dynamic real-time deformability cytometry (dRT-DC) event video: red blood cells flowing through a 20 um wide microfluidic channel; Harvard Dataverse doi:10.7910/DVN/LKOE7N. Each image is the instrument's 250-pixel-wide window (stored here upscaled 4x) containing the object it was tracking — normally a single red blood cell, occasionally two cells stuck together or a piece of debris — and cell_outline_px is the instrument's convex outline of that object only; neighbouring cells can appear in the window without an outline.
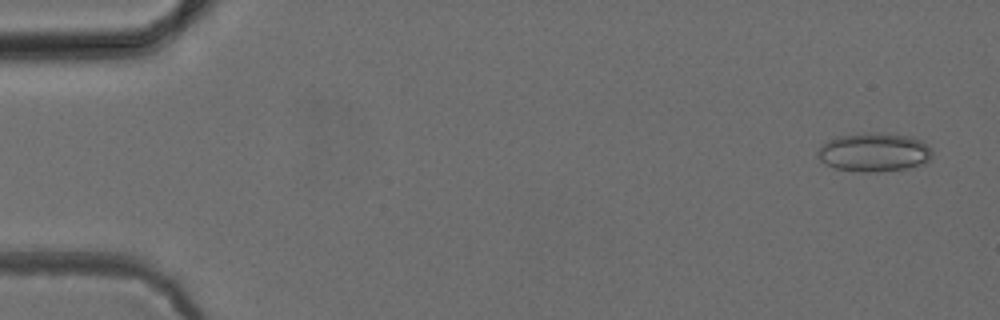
{"species": "common noctule bat (a hibernating species)", "species_latin": "Nyctalus noctula", "temperature_condition": "cold", "stored_images_in_passage": 6, "camera_frame_rate_fps": 3000, "um_per_image_px": 0.085, "animal": {"sex": "female", "body_mass_g": 24.6, "forearm_length_mm": 56.2}, "frame": {"image": 1, "passage_image": 1, "time_ms": 0.0, "image_size_px": [1000, 320], "cell_outline_px": [[932, 156], [924, 164], [904, 168], [876, 172], [864, 172], [836, 168], [820, 160], [816, 156], [816, 152], [828, 140], [836, 136], [868, 132], [880, 132], [912, 136], [920, 140], [932, 152]], "centroid_in_image_um": [74.28, 12.92], "position_along_channel_um": 10.7, "area_um2": 25.78}}
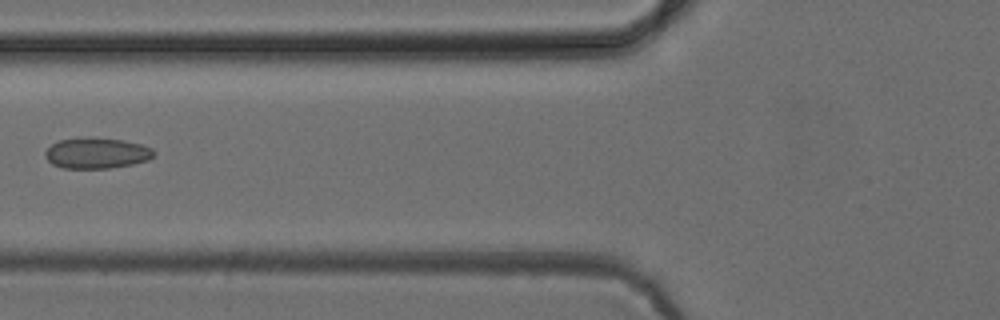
{"frame": {"image": 2, "passage_image": 6, "time_ms": 6.0, "image_size_px": [1000, 320], "cell_outline_px": [[156, 152], [148, 160], [132, 164], [108, 168], [64, 168], [52, 164], [44, 156], [44, 152], [52, 144], [60, 140], [124, 140], [140, 144], [152, 148]], "centroid_in_image_um": [8.23, 13.06], "position_along_channel_um": 117.6, "area_um2": 18.67}}